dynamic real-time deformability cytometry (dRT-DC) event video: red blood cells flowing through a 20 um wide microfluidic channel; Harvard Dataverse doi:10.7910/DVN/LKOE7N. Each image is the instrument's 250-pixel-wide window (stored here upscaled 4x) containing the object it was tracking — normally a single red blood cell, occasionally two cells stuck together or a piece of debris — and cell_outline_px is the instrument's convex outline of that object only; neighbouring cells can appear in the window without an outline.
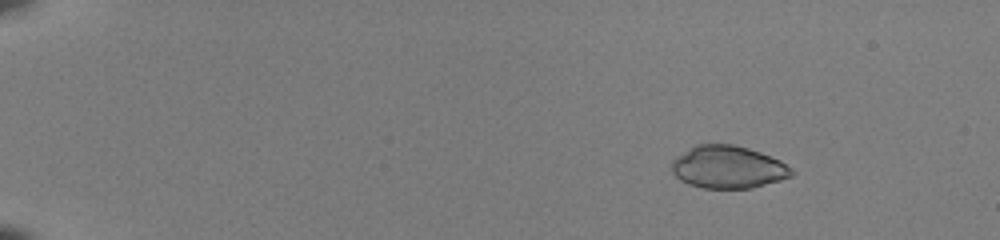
{"species": "common noctule bat (a hibernating species)", "species_latin": "Nyctalus noctula", "temperature_condition": "room temperature", "stored_images_in_passage": 12, "camera_frame_rate_fps": 3000, "um_per_image_px": 0.085, "animal": {"sex": "female", "body_mass_g": 22.0, "forearm_length_mm": 56.7}, "frame": {"image": 1, "passage_image": 8, "time_ms": 2.333, "image_size_px": [1000, 240], "cell_outline_px": [[784, 176], [760, 184], [744, 188], [712, 188], [696, 184], [684, 180], [680, 176], [680, 160], [696, 148], [744, 148], [756, 152], [776, 160], [784, 164]], "centroid_in_image_um": [61.97, 14.28], "position_along_channel_um": 23.0, "area_um2": 24.57}}